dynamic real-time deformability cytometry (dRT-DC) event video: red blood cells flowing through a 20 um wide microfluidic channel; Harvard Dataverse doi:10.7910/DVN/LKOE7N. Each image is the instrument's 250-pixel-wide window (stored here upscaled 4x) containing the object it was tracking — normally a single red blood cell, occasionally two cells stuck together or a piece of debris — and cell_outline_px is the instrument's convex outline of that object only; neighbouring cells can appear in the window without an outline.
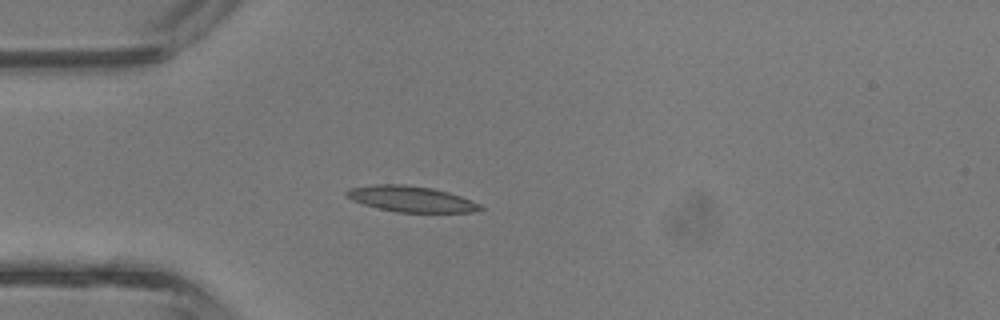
{"species": "common noctule bat (a hibernating species)", "species_latin": "Nyctalus noctula", "temperature_condition": "room temperature", "stored_images_in_passage": 4, "camera_frame_rate_fps": 3000, "um_per_image_px": 0.085, "animal": {"sex": "male", "body_mass_g": 13.3}, "frame": {"image": 1, "passage_image": 4, "time_ms": 1.0, "image_size_px": [1000, 320], "cell_outline_px": [[484, 208], [472, 212], [396, 212], [364, 204], [352, 200], [344, 192], [348, 188], [372, 184], [404, 184], [432, 188], [448, 192], [472, 200], [480, 204]], "centroid_in_image_um": [34.93, 16.9], "position_along_channel_um": 50.1, "area_um2": 20.06}}